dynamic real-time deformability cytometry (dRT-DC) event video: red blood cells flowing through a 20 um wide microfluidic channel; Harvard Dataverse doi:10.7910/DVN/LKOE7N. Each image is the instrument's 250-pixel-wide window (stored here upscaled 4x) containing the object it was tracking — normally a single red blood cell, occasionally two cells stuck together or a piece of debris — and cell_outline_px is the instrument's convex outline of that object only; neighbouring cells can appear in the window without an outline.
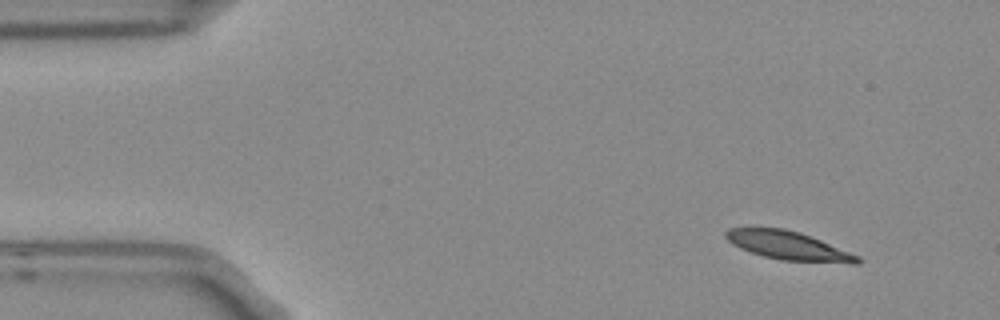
{"species": "Egyptian fruit bat (a non-hibernating species)", "species_latin": "Rousettus aegyptiacus", "temperature_condition": "room temperature", "stored_images_in_passage": 3, "camera_frame_rate_fps": 3000, "um_per_image_px": 0.085, "frame": {"image": 1, "passage_image": 1, "time_ms": 0.0, "image_size_px": [1000, 320], "cell_outline_px": [[864, 260], [860, 264], [852, 264], [780, 260], [764, 256], [740, 248], [732, 244], [724, 236], [724, 232], [728, 228], [784, 228], [800, 232], [860, 256]], "centroid_in_image_um": [67.05, 20.89], "position_along_channel_um": 17.9, "area_um2": 22.02}}
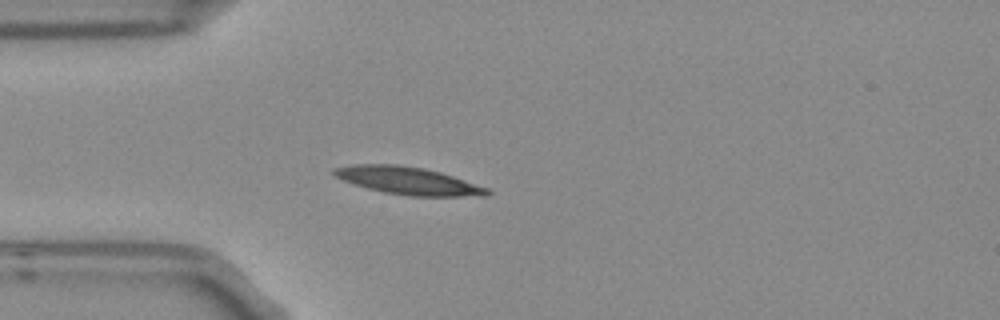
{"frame": {"image": 2, "passage_image": 3, "time_ms": 0.667, "image_size_px": [1000, 320], "cell_outline_px": [[492, 192], [488, 196], [408, 196], [384, 192], [368, 188], [344, 180], [336, 176], [332, 172], [332, 168], [352, 164], [396, 164], [424, 168], [440, 172], [488, 188]], "centroid_in_image_um": [34.7, 15.36], "position_along_channel_um": 50.3, "area_um2": 24.45}}